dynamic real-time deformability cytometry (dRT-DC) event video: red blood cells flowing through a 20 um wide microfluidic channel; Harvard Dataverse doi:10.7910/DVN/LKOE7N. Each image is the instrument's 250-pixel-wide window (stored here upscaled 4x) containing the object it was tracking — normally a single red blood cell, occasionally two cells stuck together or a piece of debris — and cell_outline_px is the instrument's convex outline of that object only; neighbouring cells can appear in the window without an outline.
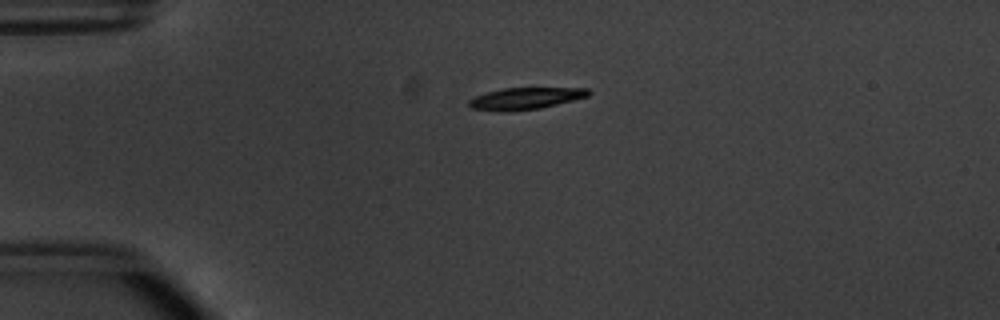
{"species": "common noctule bat (a hibernating species)", "species_latin": "Nyctalus noctula", "temperature_condition": "warm", "stored_images_in_passage": 35, "camera_frame_rate_fps": 3000, "um_per_image_px": 0.085, "animal": {"sex": "male", "body_mass_g": 20.1, "forearm_length_mm": 53.5}, "frame": {"image": 1, "passage_image": 1, "time_ms": 0.0, "image_size_px": [1000, 320], "cell_outline_px": [[592, 92], [588, 96], [540, 108], [500, 112], [472, 108], [468, 104], [468, 100], [476, 96], [488, 92], [504, 88], [588, 88]], "centroid_in_image_um": [44.65, 8.36], "position_along_channel_um": 40.3, "area_um2": 14.97}}
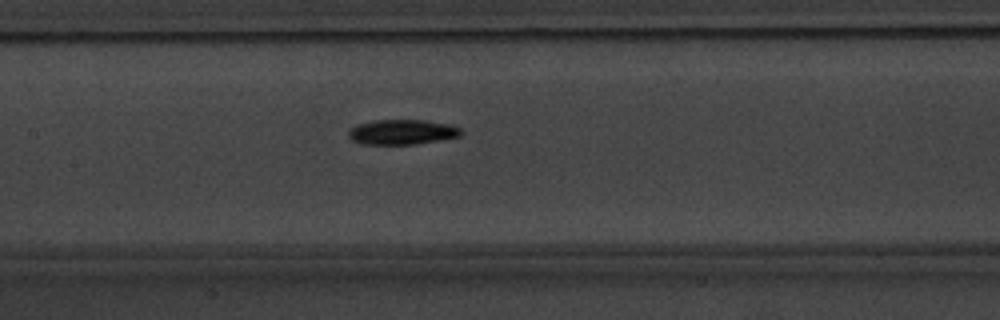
{"frame": {"image": 2, "passage_image": 14, "time_ms": 4.333, "image_size_px": [1000, 320], "cell_outline_px": [[464, 132], [460, 136], [416, 144], [360, 144], [352, 140], [348, 136], [348, 128], [356, 124], [376, 120], [424, 120], [448, 124], [460, 128]], "centroid_in_image_um": [34.14, 11.22], "position_along_channel_um": 173.3, "area_um2": 16.47}}
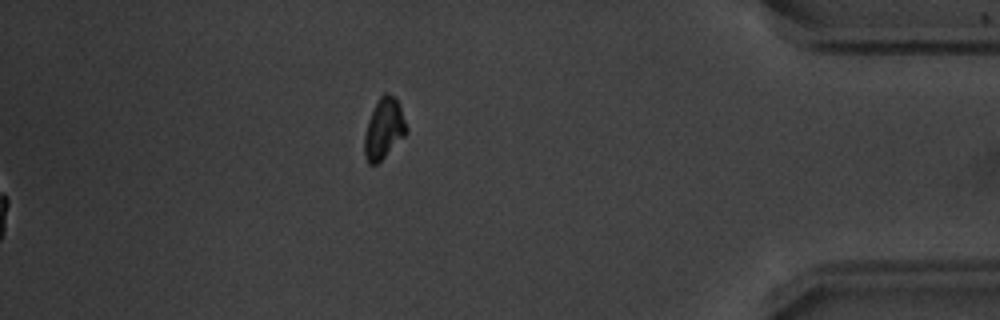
{"frame": {"image": 3, "passage_image": 35, "time_ms": 11.333, "image_size_px": [1000, 320], "cell_outline_px": [[408, 132], [376, 164], [368, 164], [364, 156], [364, 136], [368, 120], [380, 96], [384, 92], [388, 92], [400, 104], [408, 128]], "centroid_in_image_um": [32.63, 10.93], "position_along_channel_um": 402.6, "area_um2": 14.68}, "authors_computed_cell_mechanics": {"area_um2": 16.2996, "velocity_mm_per_s": 3.8034, "shape_relaxation_time_tau1_ms": 2.357, "shape_relaxation_time_tau2_ms": null, "deformation_change_tau1": 0.1439, "deformation_change_tau2": null}}